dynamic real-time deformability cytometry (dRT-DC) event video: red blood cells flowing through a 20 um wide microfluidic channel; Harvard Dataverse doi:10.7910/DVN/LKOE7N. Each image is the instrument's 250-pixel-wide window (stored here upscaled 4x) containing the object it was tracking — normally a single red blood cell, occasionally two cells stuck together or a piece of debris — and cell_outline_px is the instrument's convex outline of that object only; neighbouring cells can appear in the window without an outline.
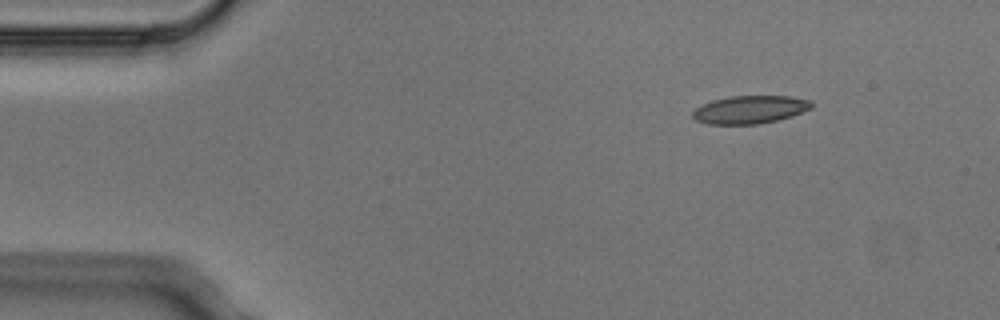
{"species": "Egyptian fruit bat (a non-hibernating species)", "species_latin": "Rousettus aegyptiacus", "temperature_condition": "cold", "stored_images_in_passage": 4, "segment_of_instrument_passage": [1, 2], "camera_frame_rate_fps": 3000, "um_per_image_px": 0.085, "animal": {"sex": "male"}, "frame": {"image": 1, "passage_image": 1, "time_ms": 0.0, "image_size_px": [1000, 320], "cell_outline_px": [[812, 108], [792, 116], [776, 120], [756, 124], [708, 124], [696, 120], [692, 116], [692, 112], [696, 108], [712, 100], [728, 96], [788, 96], [812, 100]], "centroid_in_image_um": [63.75, 9.31], "position_along_channel_um": 21.2, "area_um2": 19.31}}